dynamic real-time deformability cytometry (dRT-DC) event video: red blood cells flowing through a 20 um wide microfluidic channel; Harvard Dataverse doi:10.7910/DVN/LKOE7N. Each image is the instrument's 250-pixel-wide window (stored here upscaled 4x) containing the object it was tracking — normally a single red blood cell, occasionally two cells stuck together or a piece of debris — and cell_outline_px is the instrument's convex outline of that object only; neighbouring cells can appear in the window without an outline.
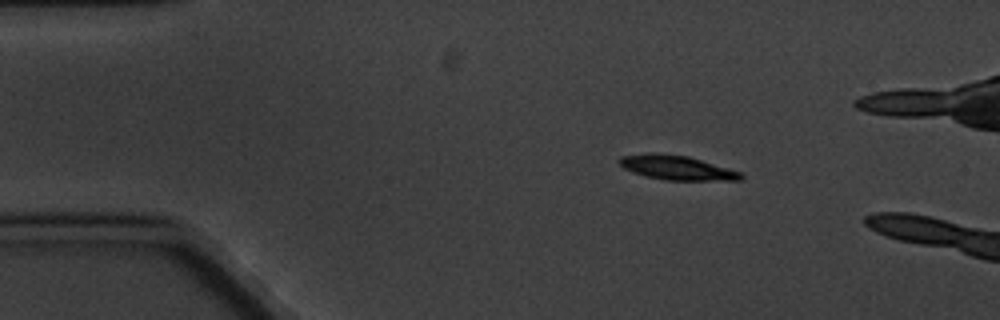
{"species": "common noctule bat (a hibernating species)", "species_latin": "Nyctalus noctula", "temperature_condition": "cold", "stored_images_in_passage": 4, "camera_frame_rate_fps": 3000, "um_per_image_px": 0.085, "animal": {"sex": "male", "body_mass_g": 20.1, "forearm_length_mm": 53.5}, "frame": {"image": 1, "passage_image": 1, "time_ms": 0.0, "image_size_px": [1000, 320], "cell_outline_px": [[744, 176], [740, 180], [664, 180], [632, 172], [624, 168], [620, 164], [620, 156], [648, 152], [656, 152], [688, 156], [728, 168], [740, 172]], "centroid_in_image_um": [57.5, 14.24], "position_along_channel_um": 27.5, "area_um2": 17.17}}